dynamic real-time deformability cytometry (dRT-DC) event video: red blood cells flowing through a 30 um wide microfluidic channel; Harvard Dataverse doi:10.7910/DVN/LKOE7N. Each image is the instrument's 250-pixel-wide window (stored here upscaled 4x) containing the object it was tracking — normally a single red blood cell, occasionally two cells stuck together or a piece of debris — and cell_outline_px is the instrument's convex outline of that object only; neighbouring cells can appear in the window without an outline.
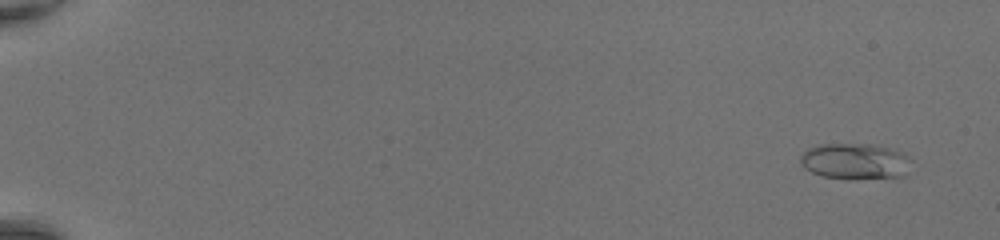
{"species": "common noctule bat (a hibernating species)", "species_latin": "Nyctalus noctula", "temperature_condition": "room temperature", "stored_images_in_passage": 51, "camera_frame_rate_fps": 3000, "um_per_image_px": 0.085, "animal": {"sex": "female", "body_mass_g": 20.0, "forearm_length_mm": 54.0}, "frame": {"image": 1, "passage_image": 4, "time_ms": 1.0, "image_size_px": [1000, 240], "cell_outline_px": [[912, 160], [908, 176], [856, 180], [848, 180], [820, 176], [804, 168], [800, 164], [800, 156], [808, 148], [820, 144], [872, 144], [904, 152]], "centroid_in_image_um": [72.73, 13.74], "position_along_channel_um": 12.3, "area_um2": 24.04}}
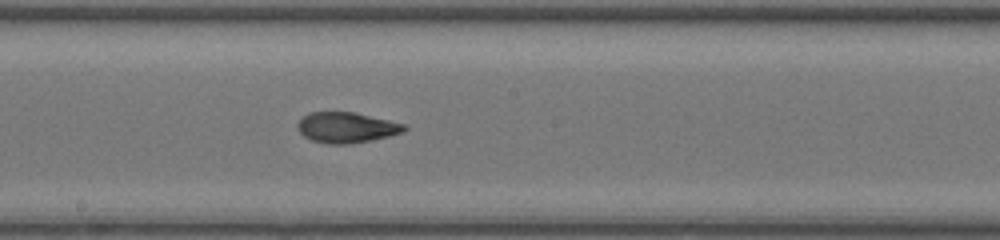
{"frame": {"image": 2, "passage_image": 31, "time_ms": 10.0, "image_size_px": [1000, 240], "cell_outline_px": [[408, 128], [404, 132], [388, 136], [348, 144], [328, 144], [312, 140], [304, 136], [296, 128], [296, 124], [308, 112], [356, 112], [408, 124]], "centroid_in_image_um": [29.48, 10.82], "position_along_channel_um": 218.7, "area_um2": 19.13}}
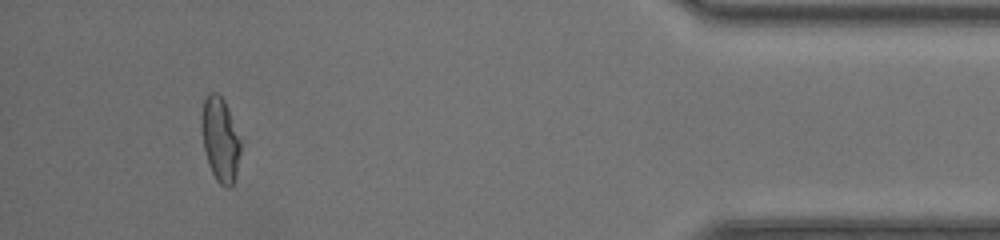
{"frame": {"image": 3, "passage_image": 48, "time_ms": 15.667, "image_size_px": [1000, 240], "cell_outline_px": [[240, 152], [236, 172], [232, 184], [228, 188], [220, 184], [216, 180], [208, 164], [200, 132], [200, 116], [204, 100], [208, 92], [216, 92], [224, 100], [228, 108], [240, 140]], "centroid_in_image_um": [18.67, 11.82], "position_along_channel_um": 416.5, "area_um2": 19.19}, "authors_computed_cell_mechanics": {"area_um2": 19.2474, "velocity_mm_per_s": 4.3653, "shape_relaxation_time_tau1_ms": 7.2319, "shape_relaxation_time_tau2_ms": 1.4352, "deformation_change_tau1": 0.2442, "deformation_change_tau2": 0.0754}}